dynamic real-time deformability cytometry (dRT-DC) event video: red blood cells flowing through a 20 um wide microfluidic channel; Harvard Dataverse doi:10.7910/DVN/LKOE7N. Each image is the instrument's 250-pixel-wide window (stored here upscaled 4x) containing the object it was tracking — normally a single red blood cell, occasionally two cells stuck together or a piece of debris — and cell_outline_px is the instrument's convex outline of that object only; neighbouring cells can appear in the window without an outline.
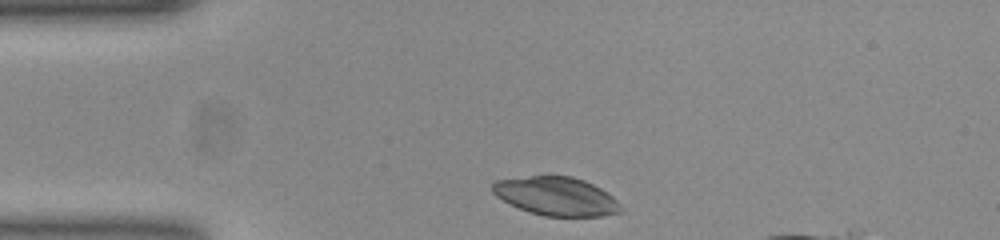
{"species": "common noctule bat (a hibernating species)", "species_latin": "Nyctalus noctula", "temperature_condition": "room temperature", "stored_images_in_passage": 32, "camera_frame_rate_fps": 3000, "um_per_image_px": 0.085, "animal": {"sex": "female", "body_mass_g": 23.0, "forearm_length_mm": 53.4}, "frame": {"image": 1, "passage_image": 1, "time_ms": 0.0, "image_size_px": [1000, 240], "cell_outline_px": [[620, 212], [600, 216], [544, 216], [528, 212], [496, 196], [492, 192], [492, 184], [496, 180], [532, 176], [572, 176], [584, 180], [600, 188], [612, 196], [616, 200], [620, 208]], "centroid_in_image_um": [47.26, 16.68], "position_along_channel_um": 37.7, "area_um2": 28.44}}
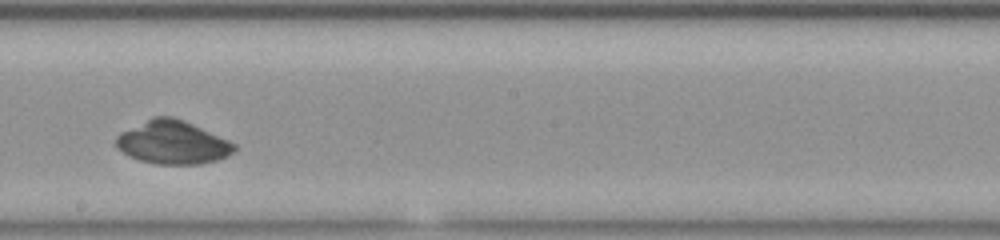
{"frame": {"image": 2, "passage_image": 19, "time_ms": 6.0, "image_size_px": [1000, 240], "cell_outline_px": [[236, 148], [232, 152], [216, 160], [200, 164], [156, 164], [140, 160], [124, 152], [116, 144], [116, 136], [120, 132], [152, 116], [172, 116], [184, 120], [228, 140], [236, 144]], "centroid_in_image_um": [14.66, 12.09], "position_along_channel_um": 233.5, "area_um2": 29.48}}
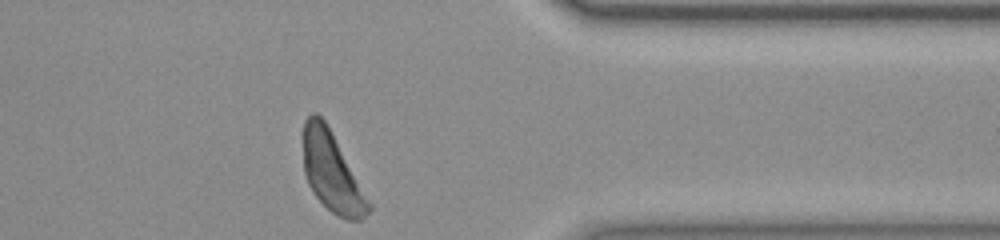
{"frame": {"image": 3, "passage_image": 32, "time_ms": 10.333, "image_size_px": [1000, 240], "cell_outline_px": [[372, 208], [360, 220], [344, 220], [336, 216], [316, 196], [308, 184], [304, 172], [304, 120], [312, 112], [316, 112], [324, 120], [332, 132], [372, 204]], "centroid_in_image_um": [28.22, 14.64], "position_along_channel_um": 383.2, "area_um2": 30.0}}